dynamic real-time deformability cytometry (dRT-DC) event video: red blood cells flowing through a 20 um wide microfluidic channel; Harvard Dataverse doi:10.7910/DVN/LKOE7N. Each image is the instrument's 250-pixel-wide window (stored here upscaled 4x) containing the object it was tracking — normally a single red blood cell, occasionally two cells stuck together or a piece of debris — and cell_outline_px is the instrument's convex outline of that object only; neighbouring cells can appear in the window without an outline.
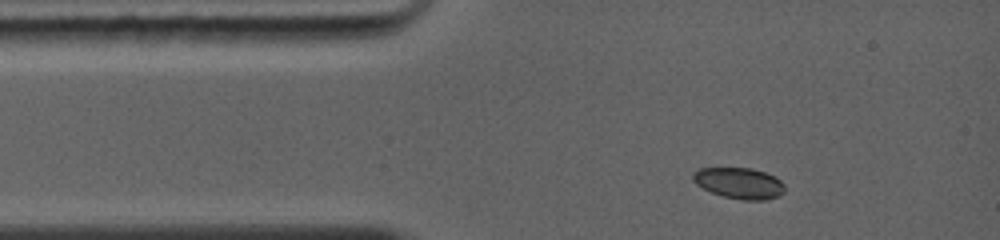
{"species": "common noctule bat (a hibernating species)", "species_latin": "Nyctalus noctula", "temperature_condition": "warm", "stored_images_in_passage": 16, "camera_frame_rate_fps": 5000, "um_per_image_px": 0.085, "animal": {"sex": "female", "body_mass_g": 19.0, "forearm_length_mm": 56.7}, "frame": {"image": 1, "passage_image": 1, "time_ms": 0.0, "image_size_px": [1000, 240], "cell_outline_px": [[784, 192], [780, 196], [764, 200], [740, 200], [724, 196], [712, 192], [696, 184], [692, 180], [692, 172], [696, 168], [752, 168], [776, 176], [784, 184]], "centroid_in_image_um": [62.83, 15.56], "position_along_channel_um": 22.2, "area_um2": 16.76}}
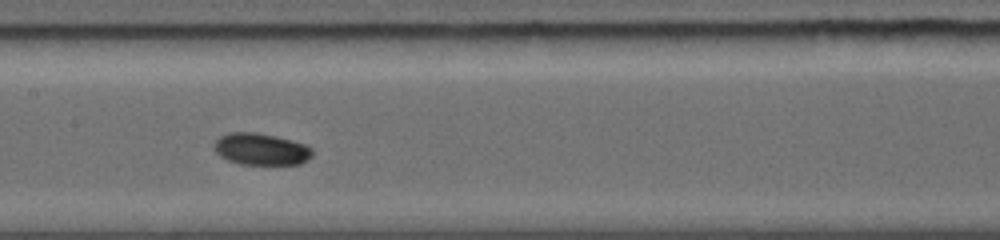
{"frame": {"image": 2, "passage_image": 10, "time_ms": 4.4, "image_size_px": [1000, 240], "cell_outline_px": [[312, 156], [308, 160], [300, 164], [240, 164], [228, 160], [220, 156], [216, 152], [216, 140], [220, 136], [232, 132], [256, 132], [276, 136], [292, 140], [304, 144], [312, 148]], "centroid_in_image_um": [22.22, 12.68], "position_along_channel_um": 185.2, "area_um2": 18.09}}
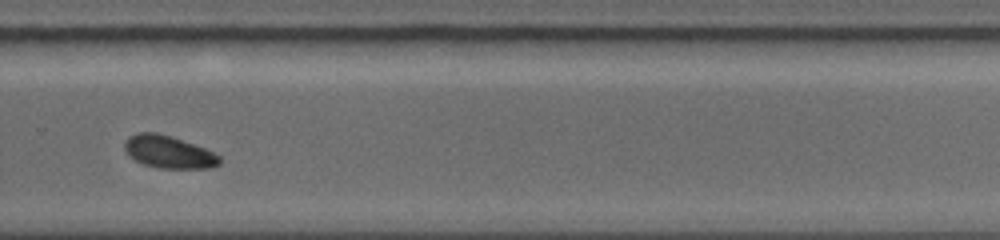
{"frame": {"image": 3, "passage_image": 16, "time_ms": 7.4, "image_size_px": [1000, 240], "cell_outline_px": [[220, 164], [212, 168], [156, 168], [144, 164], [128, 156], [124, 148], [124, 144], [128, 136], [136, 132], [156, 132], [172, 136], [204, 148], [220, 156]], "centroid_in_image_um": [14.31, 12.91], "position_along_channel_um": 315.5, "area_um2": 18.09}}